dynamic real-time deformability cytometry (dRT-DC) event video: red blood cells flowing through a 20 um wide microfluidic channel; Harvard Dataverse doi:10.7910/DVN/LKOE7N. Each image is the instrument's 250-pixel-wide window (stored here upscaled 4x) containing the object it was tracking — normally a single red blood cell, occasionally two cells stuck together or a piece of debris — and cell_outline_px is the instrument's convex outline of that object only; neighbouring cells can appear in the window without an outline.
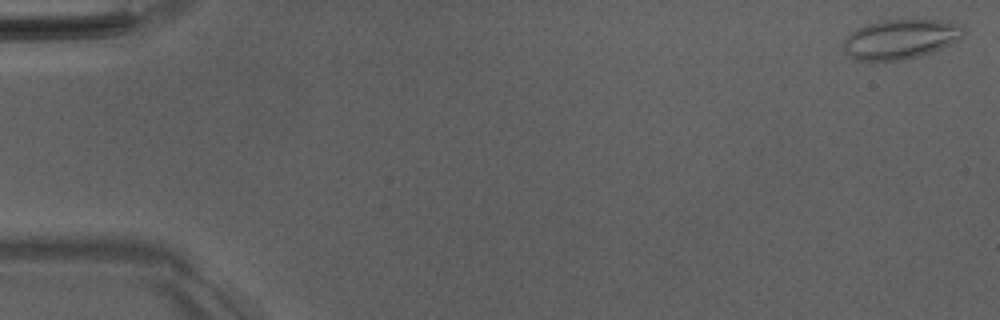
{"species": "Egyptian fruit bat (a non-hibernating species)", "species_latin": "Rousettus aegyptiacus", "temperature_condition": "room temperature", "stored_images_in_passage": 51, "camera_frame_rate_fps": 3000, "um_per_image_px": 0.085, "animal": {"sex": "male"}, "frame": {"image": 1, "passage_image": 1, "time_ms": 0.0, "image_size_px": [1000, 320], "cell_outline_px": [[964, 32], [960, 40], [932, 52], [920, 56], [904, 60], [856, 60], [844, 52], [844, 40], [856, 28], [868, 24], [884, 20], [940, 20], [964, 24]], "centroid_in_image_um": [76.59, 3.32], "position_along_channel_um": 8.4, "area_um2": 27.74}}
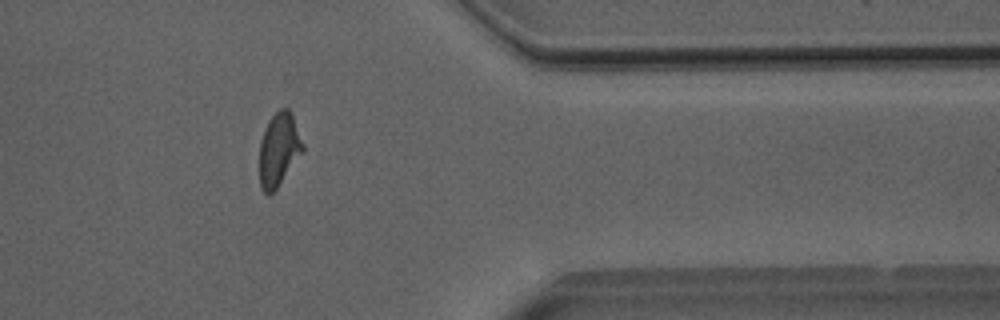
{"frame": {"image": 2, "passage_image": 42, "time_ms": 13.667, "image_size_px": [1000, 320], "cell_outline_px": [[304, 152], [276, 188], [268, 196], [260, 188], [260, 140], [268, 120], [280, 108], [288, 108], [292, 112], [304, 144]], "centroid_in_image_um": [23.72, 12.68], "position_along_channel_um": 387.7, "area_um2": 18.67}}
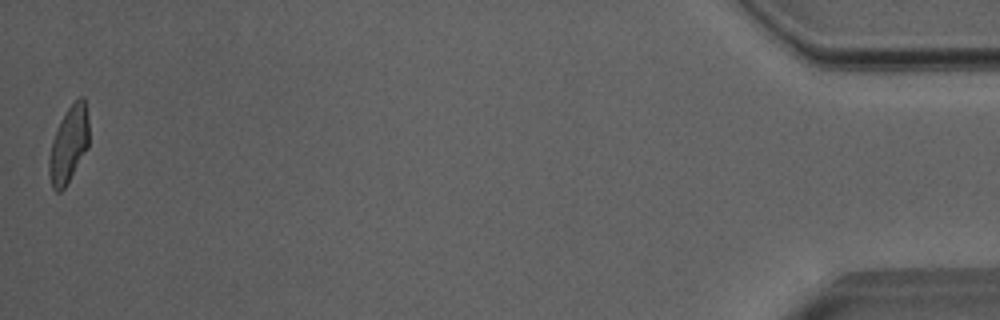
{"frame": {"image": 3, "passage_image": 51, "time_ms": 16.667, "image_size_px": [1000, 320], "cell_outline_px": [[88, 148], [64, 188], [60, 192], [56, 192], [52, 188], [48, 172], [48, 160], [52, 140], [60, 120], [68, 108], [80, 96], [84, 96], [88, 120]], "centroid_in_image_um": [5.82, 12.29], "position_along_channel_um": 429.4, "area_um2": 17.69}, "authors_computed_cell_mechanics": {"area_um2": 18.6694, "velocity_mm_per_s": 4.0169, "shape_relaxation_time_tau1_ms": 9.3879, "shape_relaxation_time_tau2_ms": 0.9651, "deformation_change_tau1": 0.2416, "deformation_change_tau2": 0.0829}}